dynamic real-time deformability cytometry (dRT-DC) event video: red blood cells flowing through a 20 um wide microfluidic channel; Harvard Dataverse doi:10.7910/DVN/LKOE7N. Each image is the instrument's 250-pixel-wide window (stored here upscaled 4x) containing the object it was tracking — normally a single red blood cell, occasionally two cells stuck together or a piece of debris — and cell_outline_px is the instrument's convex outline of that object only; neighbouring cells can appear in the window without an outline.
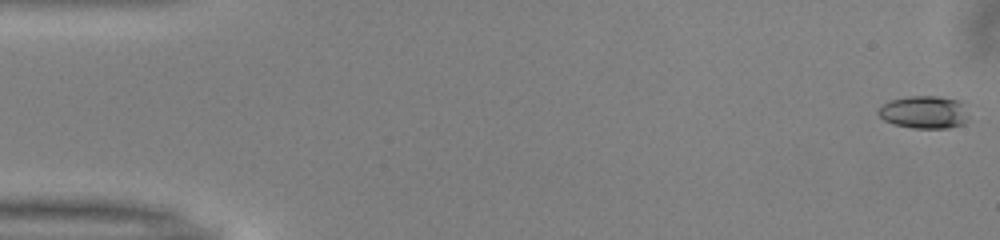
{"species": "common noctule bat (a hibernating species)", "species_latin": "Nyctalus noctula", "temperature_condition": "warm", "stored_images_in_passage": 51, "camera_frame_rate_fps": 3000, "um_per_image_px": 0.085, "animal": {"sex": "male", "body_mass_g": 13.0, "forearm_length_mm": 53.1}, "frame": {"image": 1, "passage_image": 1, "time_ms": 0.0, "image_size_px": [1000, 240], "cell_outline_px": [[968, 120], [964, 124], [948, 128], [912, 128], [892, 124], [884, 120], [876, 112], [884, 104], [892, 100], [908, 96], [936, 96], [956, 100], [964, 104], [968, 116]], "centroid_in_image_um": [78.57, 9.55], "position_along_channel_um": 6.4, "area_um2": 17.22}}
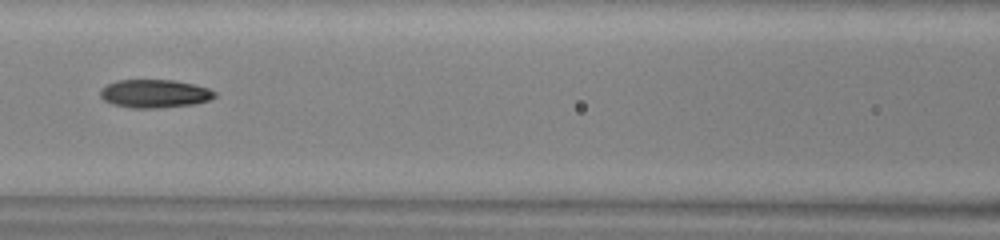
{"frame": {"image": 2, "passage_image": 23, "time_ms": 7.333, "image_size_px": [1000, 240], "cell_outline_px": [[216, 96], [208, 100], [196, 104], [160, 108], [132, 108], [112, 104], [104, 100], [100, 96], [100, 88], [116, 80], [172, 80], [192, 84], [208, 88], [216, 92]], "centroid_in_image_um": [13.13, 7.96], "position_along_channel_um": 153.5, "area_um2": 18.9}}
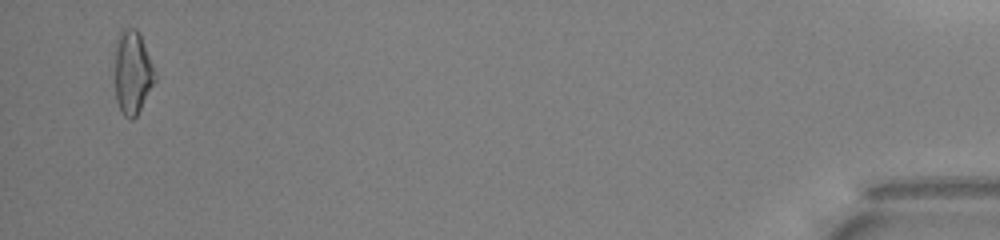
{"frame": {"image": 3, "passage_image": 50, "time_ms": 16.333, "image_size_px": [1000, 240], "cell_outline_px": [[156, 80], [136, 116], [132, 120], [128, 120], [124, 116], [116, 100], [116, 40], [120, 28], [136, 28], [140, 32], [152, 64], [156, 76]], "centroid_in_image_um": [11.27, 6.13], "position_along_channel_um": 423.9, "area_um2": 19.42}, "authors_computed_cell_mechanics": {"area_um2": 18.5538, "velocity_mm_per_s": 4.0217, "shape_relaxation_time_tau1_ms": 7.8248, "shape_relaxation_time_tau2_ms": 2.6059, "deformation_change_tau1": 0.213, "deformation_change_tau2": 0.1037}}